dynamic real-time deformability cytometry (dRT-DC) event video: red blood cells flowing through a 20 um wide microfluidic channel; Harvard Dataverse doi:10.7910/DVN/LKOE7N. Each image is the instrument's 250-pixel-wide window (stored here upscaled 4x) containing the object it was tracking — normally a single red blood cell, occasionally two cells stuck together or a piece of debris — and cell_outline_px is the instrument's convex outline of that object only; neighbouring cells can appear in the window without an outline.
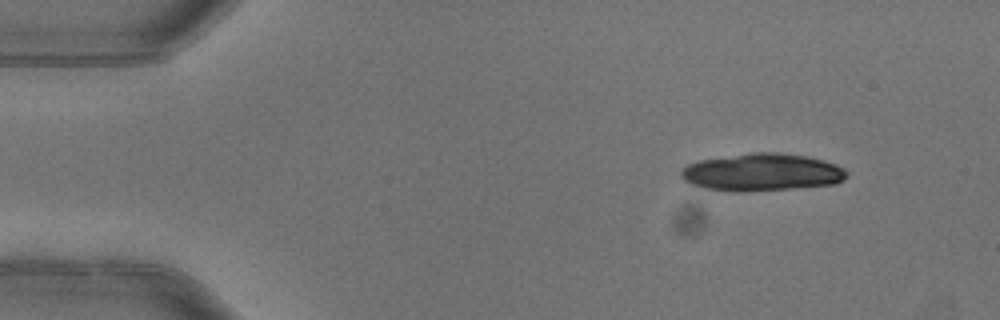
{"species": "common noctule bat (a hibernating species)", "species_latin": "Nyctalus noctula", "temperature_condition": "warm", "stored_images_in_passage": 4, "camera_frame_rate_fps": 3000, "um_per_image_px": 0.085, "animal": {"sex": "female"}, "frame": {"image": 1, "passage_image": 1, "time_ms": 0.0, "image_size_px": [1000, 320], "cell_outline_px": [[848, 176], [844, 180], [836, 184], [792, 188], [744, 192], [732, 192], [704, 188], [692, 184], [684, 180], [680, 176], [680, 168], [688, 164], [700, 160], [752, 152], [776, 152], [808, 156], [824, 160], [836, 164], [844, 168], [848, 172]], "centroid_in_image_um": [64.77, 14.64], "position_along_channel_um": 20.2, "area_um2": 36.53}}